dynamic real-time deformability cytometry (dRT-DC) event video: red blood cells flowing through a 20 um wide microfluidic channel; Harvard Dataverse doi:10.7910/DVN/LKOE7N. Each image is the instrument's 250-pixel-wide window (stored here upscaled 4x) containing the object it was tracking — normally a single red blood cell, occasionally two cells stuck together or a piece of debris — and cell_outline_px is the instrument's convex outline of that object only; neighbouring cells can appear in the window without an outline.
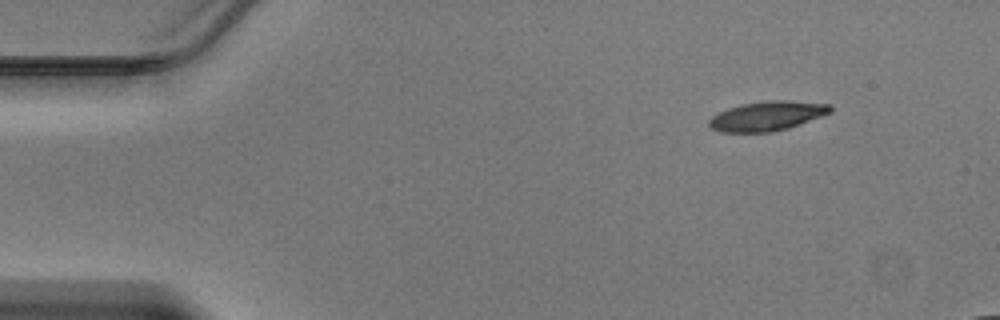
{"species": "Egyptian fruit bat (a non-hibernating species)", "species_latin": "Rousettus aegyptiacus", "temperature_condition": "warm", "stored_images_in_passage": 10, "camera_frame_rate_fps": 3000, "um_per_image_px": 0.085, "animal": {"sex": "male"}, "frame": {"image": 1, "passage_image": 1, "time_ms": 0.0, "image_size_px": [1000, 320], "cell_outline_px": [[832, 112], [788, 128], [768, 132], [720, 132], [712, 128], [708, 124], [708, 120], [712, 116], [728, 108], [744, 104], [768, 100], [784, 100], [828, 104], [832, 108]], "centroid_in_image_um": [65.19, 9.86], "position_along_channel_um": 19.8, "area_um2": 20.52}}